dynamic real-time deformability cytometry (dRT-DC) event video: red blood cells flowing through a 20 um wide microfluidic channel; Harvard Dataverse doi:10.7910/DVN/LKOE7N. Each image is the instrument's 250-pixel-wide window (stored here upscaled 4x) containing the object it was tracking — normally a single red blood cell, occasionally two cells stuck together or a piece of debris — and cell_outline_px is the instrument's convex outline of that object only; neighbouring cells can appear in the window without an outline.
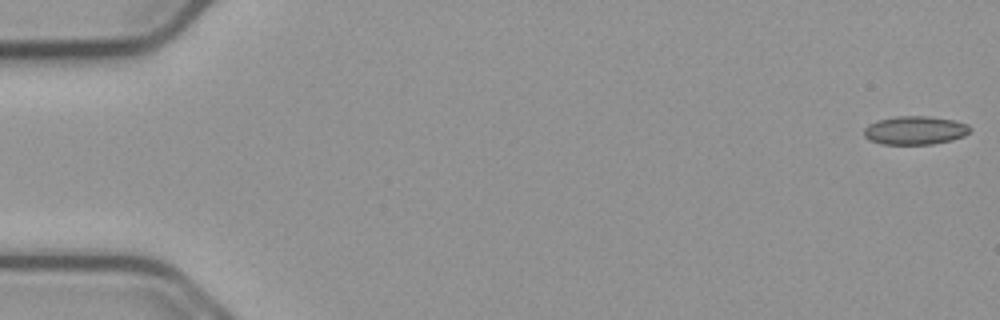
{"species": "common noctule bat (a hibernating species)", "species_latin": "Nyctalus noctula", "temperature_condition": "cold", "stored_images_in_passage": 55, "camera_frame_rate_fps": 3000, "um_per_image_px": 0.085, "animal": {"sex": "male", "body_mass_g": 23.1, "forearm_length_mm": 52.7}, "frame": {"image": 1, "passage_image": 1, "time_ms": 0.0, "image_size_px": [1000, 320], "cell_outline_px": [[972, 128], [964, 136], [952, 140], [932, 144], [880, 144], [868, 140], [864, 136], [864, 128], [868, 124], [876, 120], [896, 116], [928, 116], [952, 120], [968, 124]], "centroid_in_image_um": [77.75, 11.08], "position_along_channel_um": 7.3, "area_um2": 17.74}}
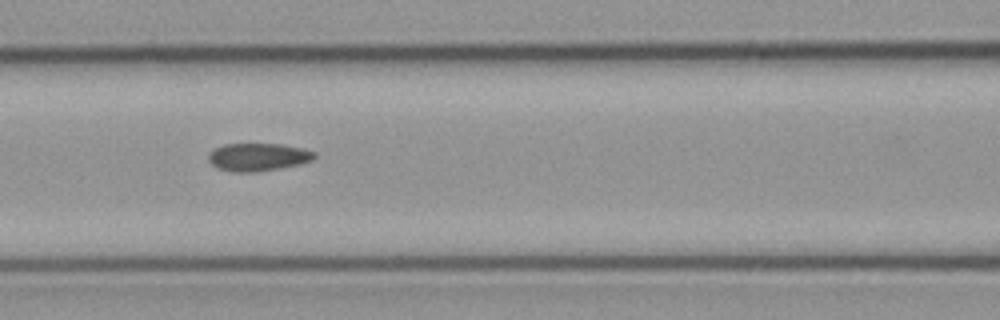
{"frame": {"image": 2, "passage_image": 24, "time_ms": 7.667, "image_size_px": [1000, 320], "cell_outline_px": [[316, 156], [312, 160], [300, 164], [280, 168], [256, 172], [232, 172], [216, 168], [208, 160], [208, 152], [224, 144], [280, 144], [304, 148], [316, 152]], "centroid_in_image_um": [21.93, 13.35], "position_along_channel_um": 144.7, "area_um2": 17.34}}
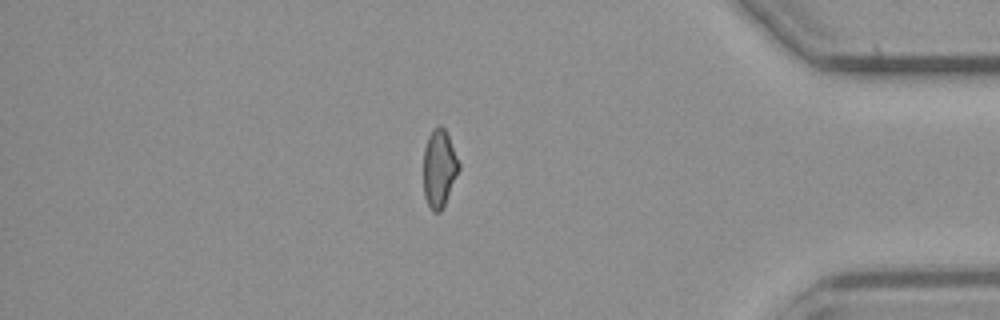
{"frame": {"image": 3, "passage_image": 47, "time_ms": 15.333, "image_size_px": [1000, 320], "cell_outline_px": [[460, 168], [444, 208], [440, 212], [432, 212], [424, 196], [424, 148], [428, 136], [432, 128], [436, 124], [440, 124], [444, 128], [448, 136], [460, 164]], "centroid_in_image_um": [37.33, 14.32], "position_along_channel_um": 397.9, "area_um2": 16.24}, "authors_computed_cell_mechanics": {"area_um2": 17.1088, "velocity_mm_per_s": 3.7576, "shape_relaxation_time_tau1_ms": null, "shape_relaxation_time_tau2_ms": 4.5631, "deformation_change_tau1": null, "deformation_change_tau2": 0.0781}}